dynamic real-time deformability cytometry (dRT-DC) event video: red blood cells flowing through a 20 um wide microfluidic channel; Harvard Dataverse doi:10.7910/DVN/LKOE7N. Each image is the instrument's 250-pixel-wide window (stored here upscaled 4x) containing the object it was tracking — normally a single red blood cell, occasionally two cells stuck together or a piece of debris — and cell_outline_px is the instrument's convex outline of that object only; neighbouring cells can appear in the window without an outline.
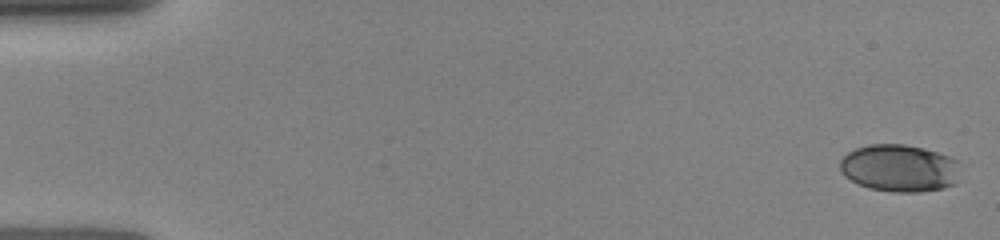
{"species": "human", "species_latin": "Homo sapiens", "temperature_condition": "room temperature", "stored_images_in_passage": 12, "camera_frame_rate_fps": 3000, "um_per_image_px": 0.085, "donor": {"sex": "female"}, "frame": {"image": 1, "passage_image": 1, "time_ms": 0.0, "image_size_px": [1000, 240], "cell_outline_px": [[956, 184], [944, 188], [920, 192], [892, 192], [868, 188], [844, 176], [840, 172], [840, 160], [848, 152], [856, 148], [868, 144], [904, 144], [924, 148], [948, 156], [956, 160]], "centroid_in_image_um": [76.4, 14.29], "position_along_channel_um": 8.6, "area_um2": 33.06}}
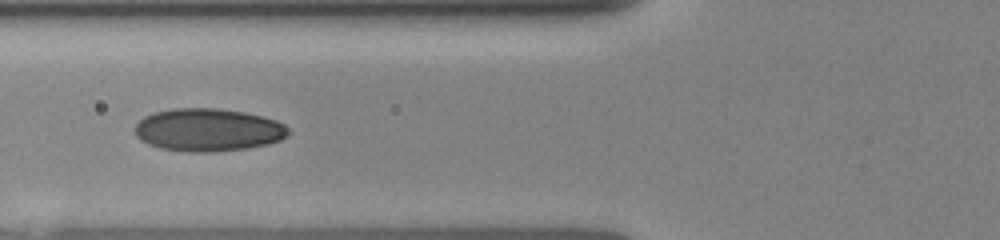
{"frame": {"image": 2, "passage_image": 9, "time_ms": 6.0, "image_size_px": [1000, 240], "cell_outline_px": [[288, 136], [280, 140], [268, 144], [248, 148], [212, 152], [188, 152], [160, 148], [148, 144], [140, 140], [136, 136], [132, 128], [144, 116], [152, 112], [172, 108], [216, 108], [244, 112], [276, 120], [284, 124], [288, 128]], "centroid_in_image_um": [17.64, 11.04], "position_along_channel_um": 108.2, "area_um2": 38.61}}
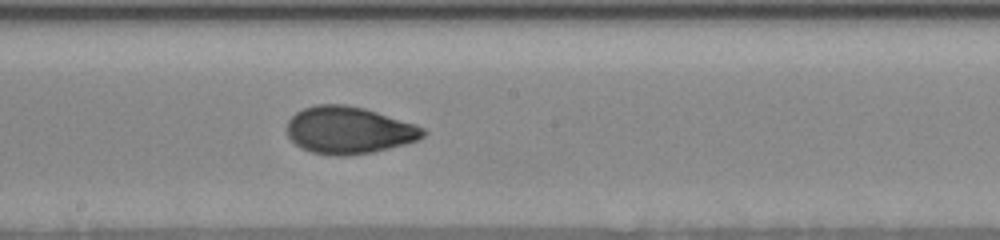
{"frame": {"image": 3, "passage_image": 12, "time_ms": 8.667, "image_size_px": [1000, 240], "cell_outline_px": [[428, 132], [420, 140], [372, 152], [344, 156], [332, 156], [312, 152], [296, 144], [288, 136], [288, 120], [296, 112], [304, 108], [316, 104], [344, 104], [364, 108], [416, 124], [424, 128]], "centroid_in_image_um": [29.68, 11.06], "position_along_channel_um": 218.5, "area_um2": 37.4}}